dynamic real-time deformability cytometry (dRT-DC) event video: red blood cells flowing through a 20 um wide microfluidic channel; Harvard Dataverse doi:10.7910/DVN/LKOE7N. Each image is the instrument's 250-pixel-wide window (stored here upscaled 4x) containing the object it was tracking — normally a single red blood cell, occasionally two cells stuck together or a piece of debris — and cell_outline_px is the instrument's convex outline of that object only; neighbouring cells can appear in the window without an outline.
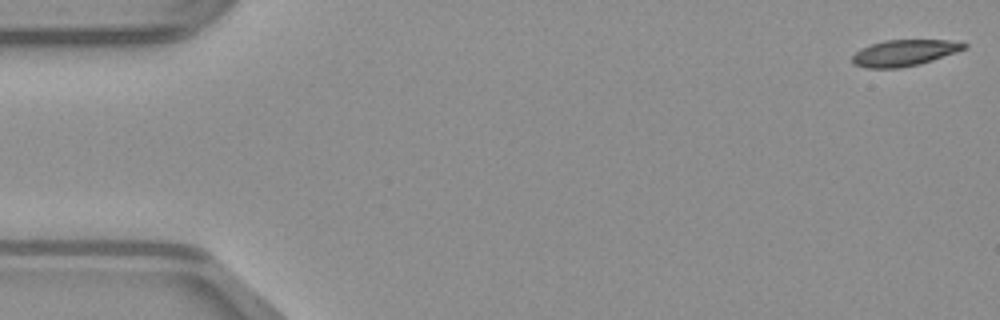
{"species": "common noctule bat (a hibernating species)", "species_latin": "Nyctalus noctula", "temperature_condition": "warm", "stored_images_in_passage": 49, "camera_frame_rate_fps": 3000, "um_per_image_px": 0.085, "animal": {"sex": "male", "body_mass_g": 23.1, "forearm_length_mm": 52.7}, "frame": {"image": 1, "passage_image": 1, "time_ms": 0.0, "image_size_px": [1000, 320], "cell_outline_px": [[968, 48], [920, 64], [900, 68], [868, 68], [852, 64], [852, 56], [860, 48], [884, 40], [948, 40], [968, 44]], "centroid_in_image_um": [76.85, 4.49], "position_along_channel_um": 8.1, "area_um2": 17.11}}
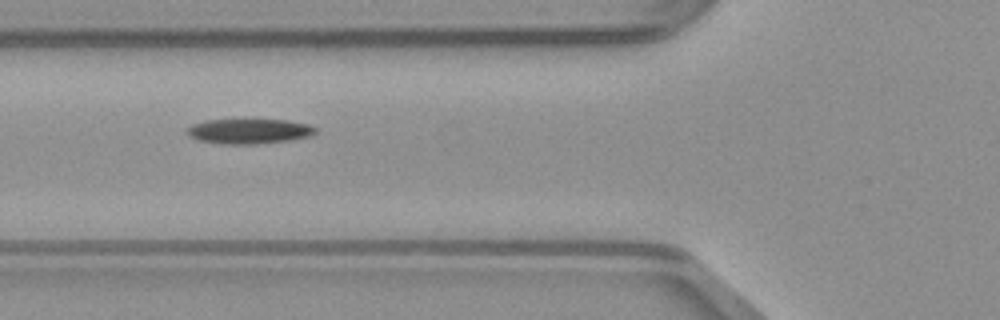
{"frame": {"image": 2, "passage_image": 18, "time_ms": 5.667, "image_size_px": [1000, 320], "cell_outline_px": [[316, 132], [312, 136], [292, 140], [256, 144], [220, 144], [196, 140], [188, 136], [184, 132], [184, 128], [192, 124], [208, 120], [288, 120], [308, 124], [316, 128]], "centroid_in_image_um": [21.12, 11.16], "position_along_channel_um": 104.7, "area_um2": 19.02}}
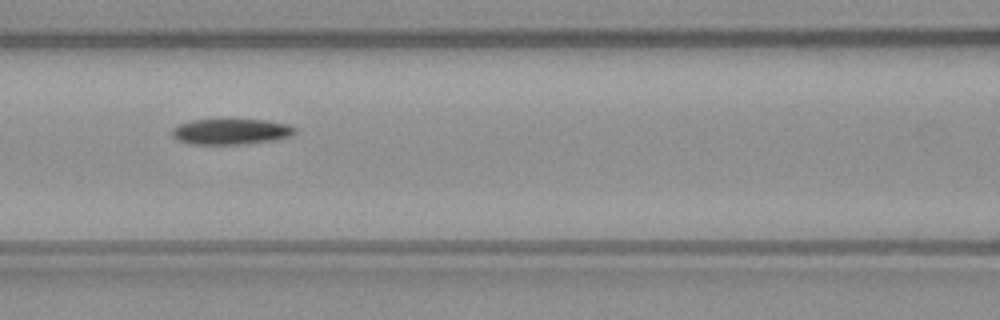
{"frame": {"image": 3, "passage_image": 21, "time_ms": 6.667, "image_size_px": [1000, 320], "cell_outline_px": [[296, 132], [292, 136], [276, 140], [240, 144], [188, 144], [176, 140], [172, 136], [172, 128], [180, 124], [192, 120], [268, 120], [288, 124], [296, 128]], "centroid_in_image_um": [19.64, 11.19], "position_along_channel_um": 147.0, "area_um2": 18.5}}